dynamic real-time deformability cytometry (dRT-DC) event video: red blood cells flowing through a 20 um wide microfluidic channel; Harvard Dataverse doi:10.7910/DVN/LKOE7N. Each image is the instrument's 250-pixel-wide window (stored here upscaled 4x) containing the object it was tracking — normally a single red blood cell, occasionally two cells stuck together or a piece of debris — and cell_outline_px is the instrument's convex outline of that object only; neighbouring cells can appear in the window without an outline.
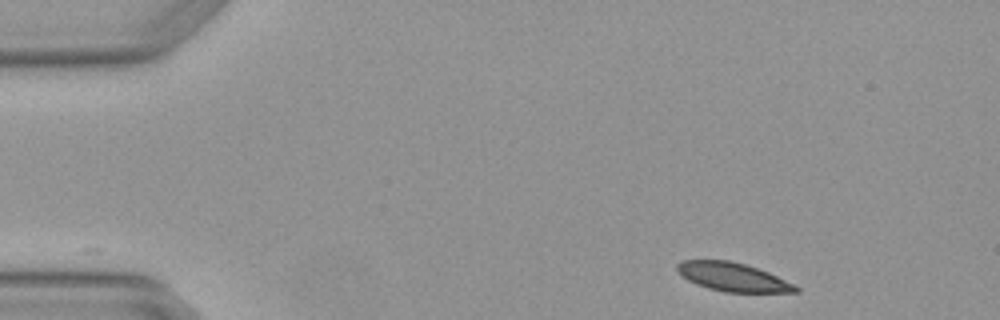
{"species": "Egyptian fruit bat (a non-hibernating species)", "species_latin": "Rousettus aegyptiacus", "temperature_condition": "warm", "stored_images_in_passage": 3, "camera_frame_rate_fps": 3000, "um_per_image_px": 0.085, "animal": {"sex": "female"}, "frame": {"image": 1, "passage_image": 1, "time_ms": 0.0, "image_size_px": [1000, 320], "cell_outline_px": [[800, 292], [724, 292], [708, 288], [696, 284], [688, 280], [676, 268], [676, 264], [680, 260], [728, 260], [744, 264], [768, 272], [796, 284], [800, 288]], "centroid_in_image_um": [62.32, 23.55], "position_along_channel_um": 22.7, "area_um2": 19.71}}